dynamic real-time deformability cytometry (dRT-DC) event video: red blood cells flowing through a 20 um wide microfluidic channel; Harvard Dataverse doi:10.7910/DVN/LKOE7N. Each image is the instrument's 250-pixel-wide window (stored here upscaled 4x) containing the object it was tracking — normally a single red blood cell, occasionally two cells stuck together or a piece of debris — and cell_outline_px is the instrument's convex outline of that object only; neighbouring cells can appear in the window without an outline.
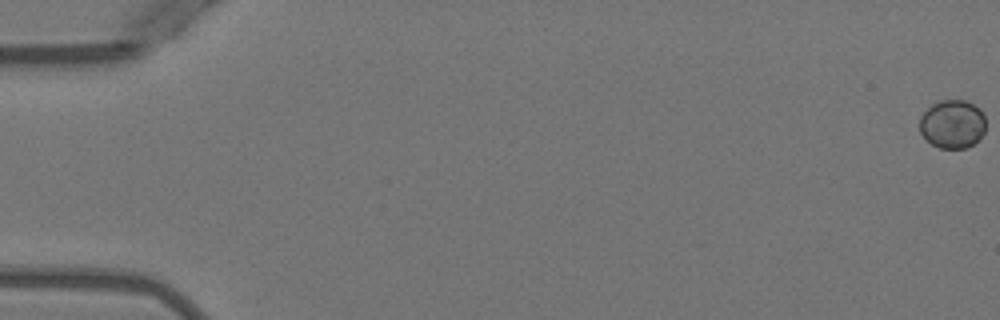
{"species": "Egyptian fruit bat (a non-hibernating species)", "species_latin": "Rousettus aegyptiacus", "temperature_condition": "warm", "stored_images_in_passage": 5, "camera_frame_rate_fps": 3000, "um_per_image_px": 0.085, "animal": {"sex": "female"}, "frame": {"image": 1, "passage_image": 1, "time_ms": 0.0, "image_size_px": [1000, 320], "cell_outline_px": [[984, 132], [972, 144], [964, 148], [940, 148], [924, 140], [920, 132], [920, 116], [932, 104], [940, 100], [964, 100], [980, 108], [984, 116]], "centroid_in_image_um": [80.92, 10.54], "position_along_channel_um": 4.1, "area_um2": 18.61}}
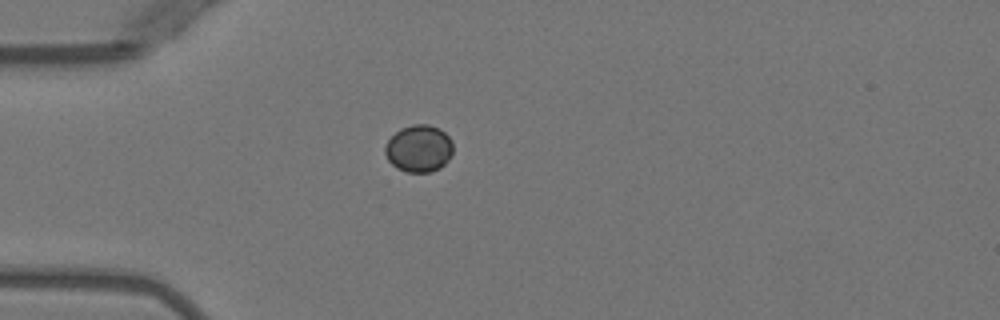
{"frame": {"image": 2, "passage_image": 5, "time_ms": 5.0, "image_size_px": [1000, 320], "cell_outline_px": [[452, 152], [448, 160], [440, 168], [432, 172], [404, 172], [396, 168], [388, 160], [384, 152], [384, 148], [388, 140], [400, 128], [412, 124], [428, 124], [440, 128], [452, 140]], "centroid_in_image_um": [35.6, 12.62], "position_along_channel_um": 49.4, "area_um2": 18.84}}